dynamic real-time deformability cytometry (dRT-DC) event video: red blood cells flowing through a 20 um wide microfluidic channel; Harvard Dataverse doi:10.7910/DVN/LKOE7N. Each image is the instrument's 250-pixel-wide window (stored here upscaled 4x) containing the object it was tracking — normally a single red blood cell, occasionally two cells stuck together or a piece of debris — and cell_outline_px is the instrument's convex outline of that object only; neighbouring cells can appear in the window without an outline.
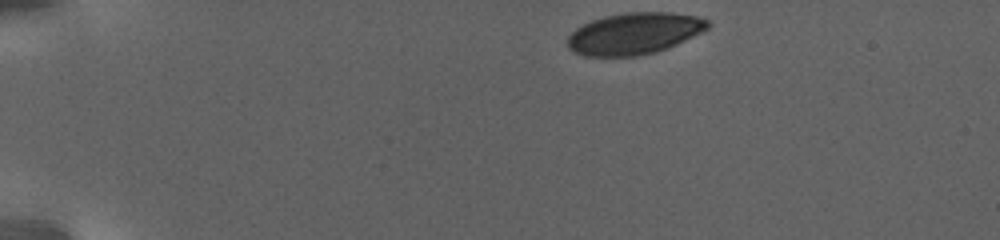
{"species": "human", "species_latin": "Homo sapiens", "temperature_condition": "warm", "stored_images_in_passage": 30, "camera_frame_rate_fps": 3000, "um_per_image_px": 0.085, "donor": {"sex": "female"}, "frame": {"image": 1, "passage_image": 1, "time_ms": 0.0, "image_size_px": [1000, 240], "cell_outline_px": [[712, 24], [708, 28], [668, 48], [656, 52], [636, 56], [584, 56], [568, 48], [568, 36], [576, 28], [592, 20], [604, 16], [624, 12], [672, 12], [696, 16], [708, 20]], "centroid_in_image_um": [53.91, 2.84], "position_along_channel_um": 31.1, "area_um2": 33.93}}
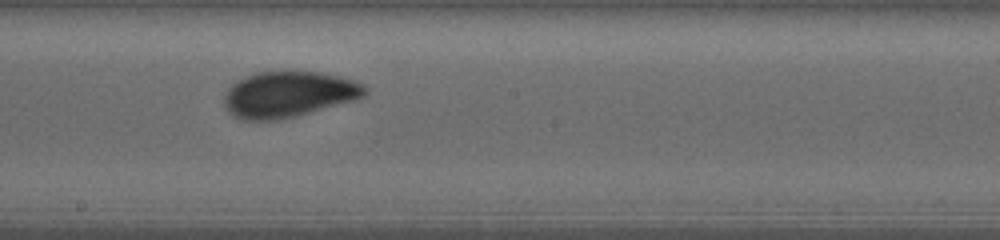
{"frame": {"image": 2, "passage_image": 18, "time_ms": 10.333, "image_size_px": [1000, 240], "cell_outline_px": [[368, 92], [364, 96], [352, 100], [296, 116], [280, 120], [240, 120], [232, 116], [224, 108], [224, 96], [228, 88], [232, 84], [244, 76], [256, 72], [320, 72], [340, 76], [364, 84], [368, 88]], "centroid_in_image_um": [24.48, 8.02], "position_along_channel_um": 223.7, "area_um2": 37.69}}
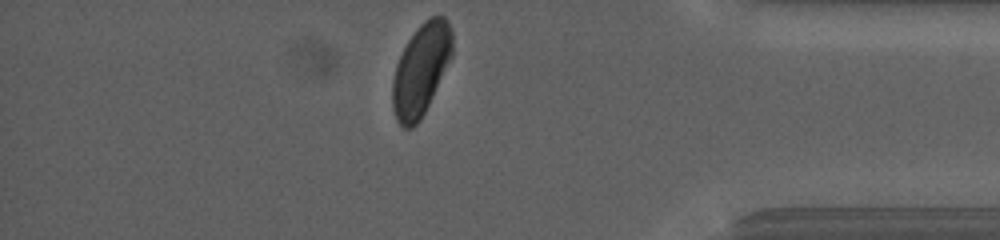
{"frame": {"image": 3, "passage_image": 30, "time_ms": 17.667, "image_size_px": [1000, 240], "cell_outline_px": [[452, 56], [420, 120], [412, 128], [404, 128], [396, 120], [392, 108], [392, 80], [396, 64], [408, 40], [420, 24], [424, 20], [432, 16], [444, 16], [452, 28]], "centroid_in_image_um": [35.77, 5.91], "position_along_channel_um": 399.4, "area_um2": 31.67}, "authors_computed_cell_mechanics": {"area_um2": 36.5296, "velocity_mm_per_s": 2.7053, "shape_relaxation_time_tau1_ms": 4.3039, "shape_relaxation_time_tau2_ms": null, "deformation_change_tau1": 0.1281, "deformation_change_tau2": null}}